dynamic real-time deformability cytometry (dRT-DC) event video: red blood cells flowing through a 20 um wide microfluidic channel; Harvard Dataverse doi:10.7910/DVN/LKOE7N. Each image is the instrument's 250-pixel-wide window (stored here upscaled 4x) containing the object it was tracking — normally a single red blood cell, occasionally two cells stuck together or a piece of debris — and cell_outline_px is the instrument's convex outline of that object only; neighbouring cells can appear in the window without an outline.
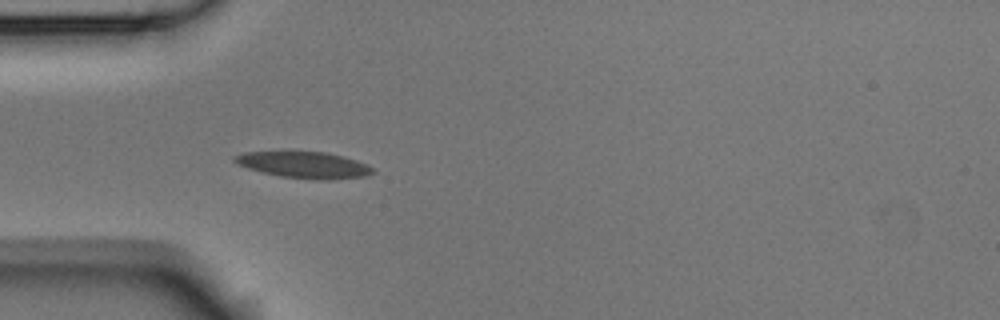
{"species": "Egyptian fruit bat (a non-hibernating species)", "species_latin": "Rousettus aegyptiacus", "temperature_condition": "room temperature", "stored_images_in_passage": 3, "camera_frame_rate_fps": 3000, "um_per_image_px": 0.085, "animal": {"sex": "male"}, "frame": {"image": 1, "passage_image": 3, "time_ms": 0.667, "image_size_px": [1000, 320], "cell_outline_px": [[376, 172], [368, 176], [328, 180], [320, 180], [280, 176], [248, 168], [236, 164], [232, 160], [232, 156], [244, 152], [284, 148], [288, 148], [324, 152], [344, 156], [368, 164]], "centroid_in_image_um": [25.78, 13.95], "position_along_channel_um": 59.2, "area_um2": 22.48}}